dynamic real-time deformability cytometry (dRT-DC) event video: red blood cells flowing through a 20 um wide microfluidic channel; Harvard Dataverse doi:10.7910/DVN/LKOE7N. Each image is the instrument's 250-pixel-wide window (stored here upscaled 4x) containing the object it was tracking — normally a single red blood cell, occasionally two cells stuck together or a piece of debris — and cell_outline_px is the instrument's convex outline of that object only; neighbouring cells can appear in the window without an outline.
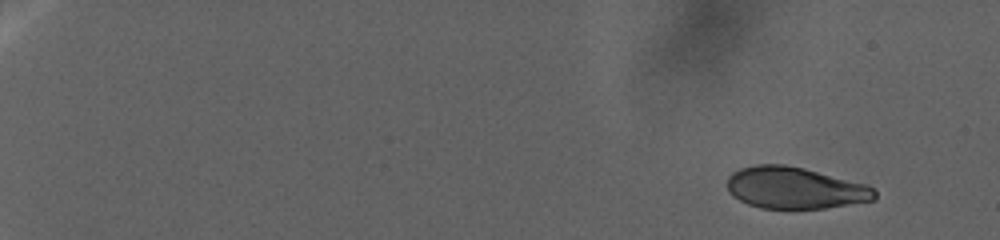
{"species": "human", "species_latin": "Homo sapiens", "temperature_condition": "warm", "stored_images_in_passage": 75, "camera_frame_rate_fps": 3000, "um_per_image_px": 0.085, "donor": {"sex": "female"}, "frame": {"image": 1, "passage_image": 1, "time_ms": 0.0, "image_size_px": [1000, 240], "cell_outline_px": [[876, 196], [872, 200], [824, 208], [760, 208], [748, 204], [732, 196], [728, 192], [728, 176], [732, 172], [740, 168], [756, 164], [784, 164], [804, 168], [868, 184], [876, 192]], "centroid_in_image_um": [67.54, 15.96], "position_along_channel_um": 17.5, "area_um2": 35.78}}
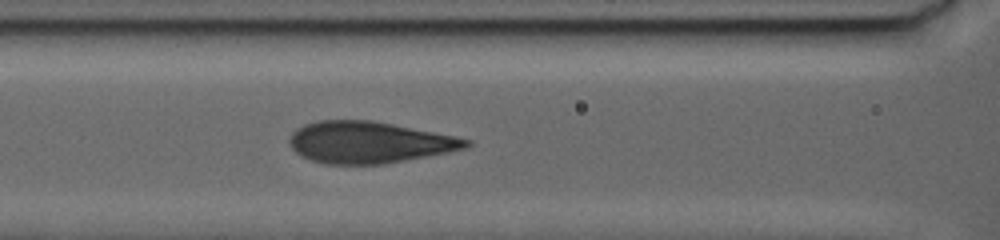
{"frame": {"image": 2, "passage_image": 43, "time_ms": 23.0, "image_size_px": [1000, 240], "cell_outline_px": [[472, 144], [468, 148], [448, 152], [384, 164], [328, 164], [312, 160], [300, 156], [288, 144], [288, 140], [292, 132], [296, 128], [304, 124], [316, 120], [372, 120], [456, 136], [472, 140]], "centroid_in_image_um": [31.36, 12.09], "position_along_channel_um": 135.2, "area_um2": 43.0}}
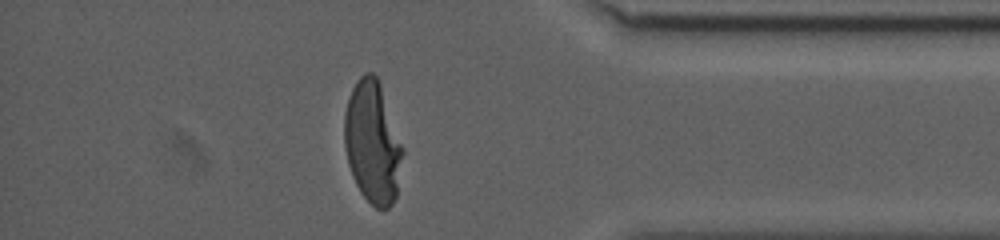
{"frame": {"image": 3, "passage_image": 64, "time_ms": 42.667, "image_size_px": [1000, 240], "cell_outline_px": [[404, 152], [396, 196], [392, 204], [388, 208], [376, 208], [360, 192], [352, 176], [348, 164], [344, 144], [344, 112], [348, 96], [356, 80], [364, 72], [372, 72], [376, 76], [380, 84], [404, 148]], "centroid_in_image_um": [31.66, 12.09], "position_along_channel_um": 403.5, "area_um2": 41.73}}